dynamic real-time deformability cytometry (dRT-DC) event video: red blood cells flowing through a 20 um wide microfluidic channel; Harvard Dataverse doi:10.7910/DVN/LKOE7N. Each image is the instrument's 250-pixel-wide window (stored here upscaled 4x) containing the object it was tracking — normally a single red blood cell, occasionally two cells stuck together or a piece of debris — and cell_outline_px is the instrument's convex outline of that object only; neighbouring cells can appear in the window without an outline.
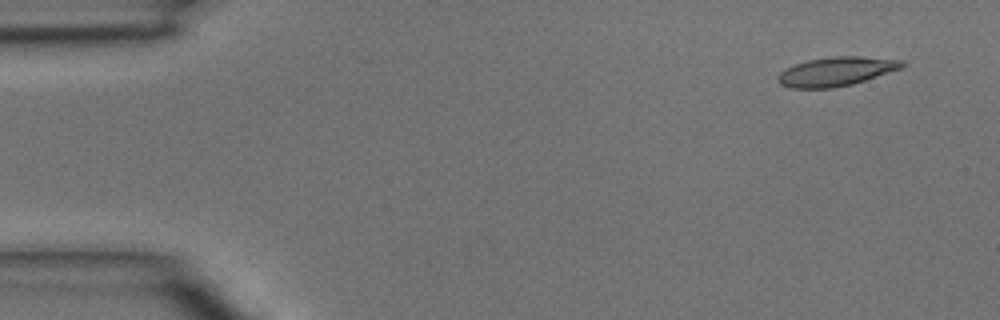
{"species": "common noctule bat (a hibernating species)", "species_latin": "Nyctalus noctula", "temperature_condition": "room temperature", "stored_images_in_passage": 3, "camera_frame_rate_fps": 3000, "um_per_image_px": 0.085, "animal": {"sex": "male", "body_mass_g": 15.6}, "frame": {"image": 1, "passage_image": 1, "time_ms": 0.0, "image_size_px": [1000, 320], "cell_outline_px": [[908, 64], [904, 68], [852, 84], [832, 88], [788, 88], [780, 84], [776, 80], [776, 76], [784, 68], [808, 60], [832, 56], [860, 56], [904, 60]], "centroid_in_image_um": [71.09, 6.07], "position_along_channel_um": 13.9, "area_um2": 21.33}}